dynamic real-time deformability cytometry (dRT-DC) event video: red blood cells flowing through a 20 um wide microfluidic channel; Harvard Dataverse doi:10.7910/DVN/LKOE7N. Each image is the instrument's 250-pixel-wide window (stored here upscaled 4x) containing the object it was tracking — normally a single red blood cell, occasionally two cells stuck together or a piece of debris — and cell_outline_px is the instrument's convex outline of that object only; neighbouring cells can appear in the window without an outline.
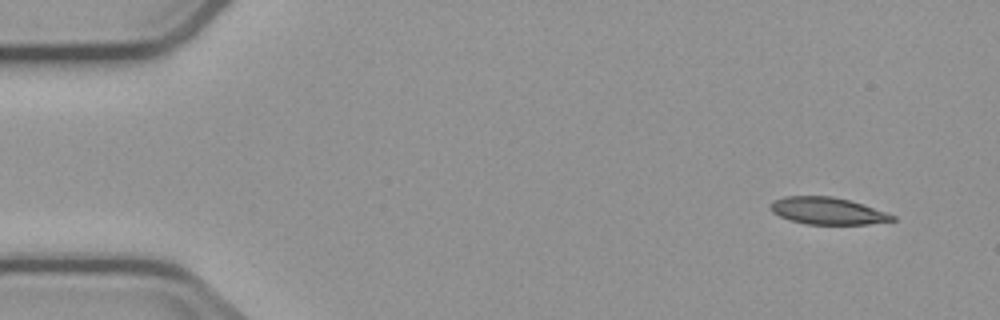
{"species": "common noctule bat (a hibernating species)", "species_latin": "Nyctalus noctula", "temperature_condition": "cold", "stored_images_in_passage": 6, "segment_of_instrument_passage": [2, 2], "camera_frame_rate_fps": 3000, "um_per_image_px": 0.085, "animal": {"sex": "male", "body_mass_g": 23.1, "forearm_length_mm": 52.7}, "frame": {"image": 1, "passage_image": 6, "time_ms": 6.0, "image_size_px": [1000, 320], "cell_outline_px": [[896, 220], [868, 224], [808, 224], [788, 220], [772, 212], [768, 208], [772, 200], [784, 196], [832, 196], [848, 200], [896, 216]], "centroid_in_image_um": [70.26, 17.92], "position_along_channel_um": 14.7, "area_um2": 19.07}}